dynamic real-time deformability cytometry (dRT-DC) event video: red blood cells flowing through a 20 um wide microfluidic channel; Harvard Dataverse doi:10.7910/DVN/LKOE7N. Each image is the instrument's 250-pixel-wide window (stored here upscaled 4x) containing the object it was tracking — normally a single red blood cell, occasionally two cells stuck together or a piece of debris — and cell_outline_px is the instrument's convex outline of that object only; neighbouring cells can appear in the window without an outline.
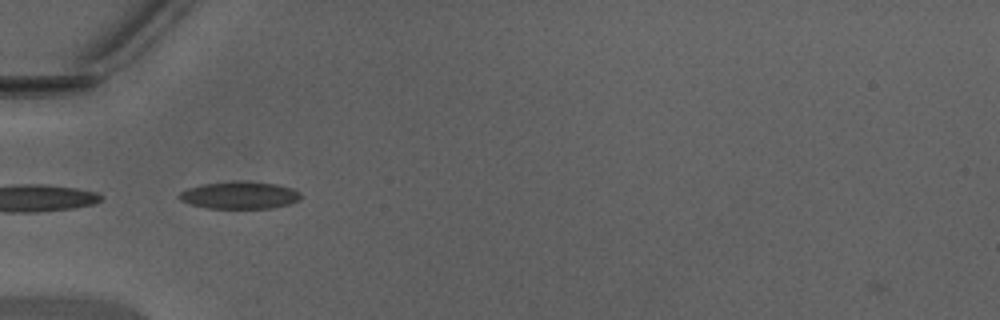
{"species": "Egyptian fruit bat (a non-hibernating species)", "species_latin": "Rousettus aegyptiacus", "temperature_condition": "warm", "stored_images_in_passage": 19, "camera_frame_rate_fps": 3000, "um_per_image_px": 0.085, "animal": {"sex": "male"}, "frame": {"image": 1, "passage_image": 5, "time_ms": 1.333, "image_size_px": [1000, 320], "cell_outline_px": [[300, 200], [288, 204], [272, 208], [208, 208], [188, 204], [180, 200], [176, 196], [180, 192], [188, 188], [204, 184], [236, 180], [244, 180], [276, 184], [292, 188], [300, 192]], "centroid_in_image_um": [20.34, 16.58], "position_along_channel_um": 64.7, "area_um2": 19.54}}